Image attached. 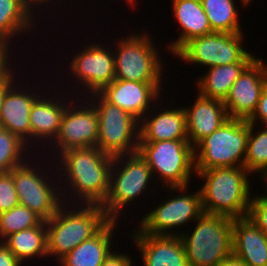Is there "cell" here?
I'll return each mask as SVG.
<instances>
[{
  "mask_svg": "<svg viewBox=\"0 0 267 266\" xmlns=\"http://www.w3.org/2000/svg\"><path fill=\"white\" fill-rule=\"evenodd\" d=\"M205 182L201 188L202 210L230 218L248 216L251 199L250 174L245 167L195 170ZM248 176V177H247Z\"/></svg>",
  "mask_w": 267,
  "mask_h": 266,
  "instance_id": "2",
  "label": "cell"
},
{
  "mask_svg": "<svg viewBox=\"0 0 267 266\" xmlns=\"http://www.w3.org/2000/svg\"><path fill=\"white\" fill-rule=\"evenodd\" d=\"M10 249L0 241V266H22Z\"/></svg>",
  "mask_w": 267,
  "mask_h": 266,
  "instance_id": "37",
  "label": "cell"
},
{
  "mask_svg": "<svg viewBox=\"0 0 267 266\" xmlns=\"http://www.w3.org/2000/svg\"><path fill=\"white\" fill-rule=\"evenodd\" d=\"M194 101L190 107H184L188 141L193 147L229 119L222 100L207 98L199 93Z\"/></svg>",
  "mask_w": 267,
  "mask_h": 266,
  "instance_id": "20",
  "label": "cell"
},
{
  "mask_svg": "<svg viewBox=\"0 0 267 266\" xmlns=\"http://www.w3.org/2000/svg\"><path fill=\"white\" fill-rule=\"evenodd\" d=\"M232 255L247 266H267V235L248 217L233 219Z\"/></svg>",
  "mask_w": 267,
  "mask_h": 266,
  "instance_id": "22",
  "label": "cell"
},
{
  "mask_svg": "<svg viewBox=\"0 0 267 266\" xmlns=\"http://www.w3.org/2000/svg\"><path fill=\"white\" fill-rule=\"evenodd\" d=\"M213 32L242 33L234 0H200Z\"/></svg>",
  "mask_w": 267,
  "mask_h": 266,
  "instance_id": "28",
  "label": "cell"
},
{
  "mask_svg": "<svg viewBox=\"0 0 267 266\" xmlns=\"http://www.w3.org/2000/svg\"><path fill=\"white\" fill-rule=\"evenodd\" d=\"M162 83L114 79L100 94L140 121L161 99Z\"/></svg>",
  "mask_w": 267,
  "mask_h": 266,
  "instance_id": "16",
  "label": "cell"
},
{
  "mask_svg": "<svg viewBox=\"0 0 267 266\" xmlns=\"http://www.w3.org/2000/svg\"><path fill=\"white\" fill-rule=\"evenodd\" d=\"M43 221L34 211L19 204L0 214V241L12 233L39 226Z\"/></svg>",
  "mask_w": 267,
  "mask_h": 266,
  "instance_id": "31",
  "label": "cell"
},
{
  "mask_svg": "<svg viewBox=\"0 0 267 266\" xmlns=\"http://www.w3.org/2000/svg\"><path fill=\"white\" fill-rule=\"evenodd\" d=\"M248 136L247 120L229 118L194 147L195 170L244 167Z\"/></svg>",
  "mask_w": 267,
  "mask_h": 266,
  "instance_id": "5",
  "label": "cell"
},
{
  "mask_svg": "<svg viewBox=\"0 0 267 266\" xmlns=\"http://www.w3.org/2000/svg\"><path fill=\"white\" fill-rule=\"evenodd\" d=\"M255 126L257 128V125L249 123V136L244 167L250 174H259L258 177L261 176L260 180L262 179L267 185V127L265 126L264 128L262 125L260 126L262 130L259 128L257 132L254 130Z\"/></svg>",
  "mask_w": 267,
  "mask_h": 266,
  "instance_id": "29",
  "label": "cell"
},
{
  "mask_svg": "<svg viewBox=\"0 0 267 266\" xmlns=\"http://www.w3.org/2000/svg\"><path fill=\"white\" fill-rule=\"evenodd\" d=\"M26 145L18 135L0 127V172L11 171L30 158L27 157L32 155L27 152L30 147Z\"/></svg>",
  "mask_w": 267,
  "mask_h": 266,
  "instance_id": "30",
  "label": "cell"
},
{
  "mask_svg": "<svg viewBox=\"0 0 267 266\" xmlns=\"http://www.w3.org/2000/svg\"><path fill=\"white\" fill-rule=\"evenodd\" d=\"M9 51L12 53L13 50L0 41V79L6 75L13 66V64L10 63L13 54L11 55Z\"/></svg>",
  "mask_w": 267,
  "mask_h": 266,
  "instance_id": "36",
  "label": "cell"
},
{
  "mask_svg": "<svg viewBox=\"0 0 267 266\" xmlns=\"http://www.w3.org/2000/svg\"><path fill=\"white\" fill-rule=\"evenodd\" d=\"M267 185L264 194H254L250 199L248 218L267 235Z\"/></svg>",
  "mask_w": 267,
  "mask_h": 266,
  "instance_id": "33",
  "label": "cell"
},
{
  "mask_svg": "<svg viewBox=\"0 0 267 266\" xmlns=\"http://www.w3.org/2000/svg\"><path fill=\"white\" fill-rule=\"evenodd\" d=\"M195 223L179 236L189 266H217L232 256L233 218L203 212Z\"/></svg>",
  "mask_w": 267,
  "mask_h": 266,
  "instance_id": "4",
  "label": "cell"
},
{
  "mask_svg": "<svg viewBox=\"0 0 267 266\" xmlns=\"http://www.w3.org/2000/svg\"><path fill=\"white\" fill-rule=\"evenodd\" d=\"M243 41V33L213 32L189 40L174 56L189 64H200V67L209 66L208 68L232 63H252L256 57L243 47Z\"/></svg>",
  "mask_w": 267,
  "mask_h": 266,
  "instance_id": "11",
  "label": "cell"
},
{
  "mask_svg": "<svg viewBox=\"0 0 267 266\" xmlns=\"http://www.w3.org/2000/svg\"><path fill=\"white\" fill-rule=\"evenodd\" d=\"M135 230L130 237L141 252L143 266H189L179 236L151 235L139 228Z\"/></svg>",
  "mask_w": 267,
  "mask_h": 266,
  "instance_id": "18",
  "label": "cell"
},
{
  "mask_svg": "<svg viewBox=\"0 0 267 266\" xmlns=\"http://www.w3.org/2000/svg\"><path fill=\"white\" fill-rule=\"evenodd\" d=\"M267 84V65L258 57L242 72L223 101L229 118L248 120Z\"/></svg>",
  "mask_w": 267,
  "mask_h": 266,
  "instance_id": "15",
  "label": "cell"
},
{
  "mask_svg": "<svg viewBox=\"0 0 267 266\" xmlns=\"http://www.w3.org/2000/svg\"><path fill=\"white\" fill-rule=\"evenodd\" d=\"M168 189L170 194L174 193V197L168 198L167 201L163 200L140 219L138 227L143 233L180 236L182 232L178 230L179 226L183 227L184 225L185 227L187 223L195 221L203 213L199 189L195 193L189 194L186 192L188 186L169 187ZM173 229L174 231H172Z\"/></svg>",
  "mask_w": 267,
  "mask_h": 266,
  "instance_id": "12",
  "label": "cell"
},
{
  "mask_svg": "<svg viewBox=\"0 0 267 266\" xmlns=\"http://www.w3.org/2000/svg\"><path fill=\"white\" fill-rule=\"evenodd\" d=\"M57 92L58 91H56V95L53 97H47L46 94H44L45 96L41 94L31 107V114L29 116L30 147H38L37 151H42L39 149L40 147L41 149L43 148V150H45L44 148L46 147L41 146L44 144V141H46L45 143L48 142L50 144V142L55 140L60 130L61 118L65 111L66 105L70 102L67 100L69 98H64L66 95H64L62 99L60 94L58 95ZM57 95L59 98L56 97ZM32 142L36 143V145L34 143L32 145ZM40 143L41 145L37 146V144Z\"/></svg>",
  "mask_w": 267,
  "mask_h": 266,
  "instance_id": "19",
  "label": "cell"
},
{
  "mask_svg": "<svg viewBox=\"0 0 267 266\" xmlns=\"http://www.w3.org/2000/svg\"><path fill=\"white\" fill-rule=\"evenodd\" d=\"M251 63H232L210 67L205 74L197 78L198 93L207 98L224 101L231 86Z\"/></svg>",
  "mask_w": 267,
  "mask_h": 266,
  "instance_id": "25",
  "label": "cell"
},
{
  "mask_svg": "<svg viewBox=\"0 0 267 266\" xmlns=\"http://www.w3.org/2000/svg\"><path fill=\"white\" fill-rule=\"evenodd\" d=\"M33 23L36 21L26 10L23 0H0V41L8 48L14 37L35 28Z\"/></svg>",
  "mask_w": 267,
  "mask_h": 266,
  "instance_id": "27",
  "label": "cell"
},
{
  "mask_svg": "<svg viewBox=\"0 0 267 266\" xmlns=\"http://www.w3.org/2000/svg\"><path fill=\"white\" fill-rule=\"evenodd\" d=\"M126 254L127 252L123 254V252L117 253L114 250V253L112 252L101 266H133L131 256Z\"/></svg>",
  "mask_w": 267,
  "mask_h": 266,
  "instance_id": "35",
  "label": "cell"
},
{
  "mask_svg": "<svg viewBox=\"0 0 267 266\" xmlns=\"http://www.w3.org/2000/svg\"><path fill=\"white\" fill-rule=\"evenodd\" d=\"M88 43L84 47L85 49L76 51L77 53L71 57L72 61L68 63L71 70L69 75H73L74 82L77 81L75 84L79 85L73 86L72 89L81 85L84 87L82 88L83 95H86L84 97H87V94L100 93L115 79L114 51L112 48H107L108 45H102L100 42L98 44L94 42V44L89 41ZM78 81L80 82L78 83Z\"/></svg>",
  "mask_w": 267,
  "mask_h": 266,
  "instance_id": "14",
  "label": "cell"
},
{
  "mask_svg": "<svg viewBox=\"0 0 267 266\" xmlns=\"http://www.w3.org/2000/svg\"><path fill=\"white\" fill-rule=\"evenodd\" d=\"M247 121L255 125L257 121H260L263 126L267 127V84L261 93L254 114Z\"/></svg>",
  "mask_w": 267,
  "mask_h": 266,
  "instance_id": "34",
  "label": "cell"
},
{
  "mask_svg": "<svg viewBox=\"0 0 267 266\" xmlns=\"http://www.w3.org/2000/svg\"><path fill=\"white\" fill-rule=\"evenodd\" d=\"M137 152L148 163L152 175L159 176L162 187L189 186L196 173L194 147L188 140L139 141Z\"/></svg>",
  "mask_w": 267,
  "mask_h": 266,
  "instance_id": "7",
  "label": "cell"
},
{
  "mask_svg": "<svg viewBox=\"0 0 267 266\" xmlns=\"http://www.w3.org/2000/svg\"><path fill=\"white\" fill-rule=\"evenodd\" d=\"M19 205L12 170L0 172V214Z\"/></svg>",
  "mask_w": 267,
  "mask_h": 266,
  "instance_id": "32",
  "label": "cell"
},
{
  "mask_svg": "<svg viewBox=\"0 0 267 266\" xmlns=\"http://www.w3.org/2000/svg\"><path fill=\"white\" fill-rule=\"evenodd\" d=\"M159 105L140 120L139 141L188 140L184 107L166 109L163 105L162 109Z\"/></svg>",
  "mask_w": 267,
  "mask_h": 266,
  "instance_id": "21",
  "label": "cell"
},
{
  "mask_svg": "<svg viewBox=\"0 0 267 266\" xmlns=\"http://www.w3.org/2000/svg\"><path fill=\"white\" fill-rule=\"evenodd\" d=\"M126 2L129 3V5H133L132 7H134L135 3H136V0H125Z\"/></svg>",
  "mask_w": 267,
  "mask_h": 266,
  "instance_id": "42",
  "label": "cell"
},
{
  "mask_svg": "<svg viewBox=\"0 0 267 266\" xmlns=\"http://www.w3.org/2000/svg\"><path fill=\"white\" fill-rule=\"evenodd\" d=\"M2 242L21 263L33 257H47L46 221L39 226L12 233Z\"/></svg>",
  "mask_w": 267,
  "mask_h": 266,
  "instance_id": "26",
  "label": "cell"
},
{
  "mask_svg": "<svg viewBox=\"0 0 267 266\" xmlns=\"http://www.w3.org/2000/svg\"><path fill=\"white\" fill-rule=\"evenodd\" d=\"M120 221L110 220L96 235L80 243L61 260V266H101L108 256L114 252L112 237L116 223ZM113 246H112V245Z\"/></svg>",
  "mask_w": 267,
  "mask_h": 266,
  "instance_id": "24",
  "label": "cell"
},
{
  "mask_svg": "<svg viewBox=\"0 0 267 266\" xmlns=\"http://www.w3.org/2000/svg\"><path fill=\"white\" fill-rule=\"evenodd\" d=\"M70 205L64 203L46 220L48 257L55 256L57 262L110 221L101 205Z\"/></svg>",
  "mask_w": 267,
  "mask_h": 266,
  "instance_id": "3",
  "label": "cell"
},
{
  "mask_svg": "<svg viewBox=\"0 0 267 266\" xmlns=\"http://www.w3.org/2000/svg\"><path fill=\"white\" fill-rule=\"evenodd\" d=\"M5 94H6V75H4L0 79V114H1ZM0 127H1V115H0Z\"/></svg>",
  "mask_w": 267,
  "mask_h": 266,
  "instance_id": "40",
  "label": "cell"
},
{
  "mask_svg": "<svg viewBox=\"0 0 267 266\" xmlns=\"http://www.w3.org/2000/svg\"><path fill=\"white\" fill-rule=\"evenodd\" d=\"M253 0H240V2H241V4H243L242 6H246V7H248L249 6V4H251V2H252Z\"/></svg>",
  "mask_w": 267,
  "mask_h": 266,
  "instance_id": "41",
  "label": "cell"
},
{
  "mask_svg": "<svg viewBox=\"0 0 267 266\" xmlns=\"http://www.w3.org/2000/svg\"><path fill=\"white\" fill-rule=\"evenodd\" d=\"M126 34L116 42L114 49L115 79L136 82H164L163 63L160 51L156 48L153 38L142 34ZM152 38V40H151ZM159 52V53H158ZM163 70V71H162ZM162 79V80H161Z\"/></svg>",
  "mask_w": 267,
  "mask_h": 266,
  "instance_id": "8",
  "label": "cell"
},
{
  "mask_svg": "<svg viewBox=\"0 0 267 266\" xmlns=\"http://www.w3.org/2000/svg\"><path fill=\"white\" fill-rule=\"evenodd\" d=\"M30 161V158H28L23 164L12 169L18 201L20 205L26 206L46 221L55 215L57 210L64 204V198L61 190H59L62 186H58L60 185L57 182L59 179H55V175L58 174L55 166L52 165L50 166L52 168L47 169L48 171L50 170L49 172L54 173V178H50L45 173V169L41 170L40 163L36 165L31 164ZM48 178L52 180L50 181Z\"/></svg>",
  "mask_w": 267,
  "mask_h": 266,
  "instance_id": "10",
  "label": "cell"
},
{
  "mask_svg": "<svg viewBox=\"0 0 267 266\" xmlns=\"http://www.w3.org/2000/svg\"><path fill=\"white\" fill-rule=\"evenodd\" d=\"M82 99L80 101L72 99L69 105H66L61 118L59 133L49 146L53 145L50 150L53 148L52 152L54 153L53 155L50 153V156L55 157V159L60 153L68 149L97 146L98 115L96 108L88 99L85 98L86 102ZM77 101L81 104L77 103Z\"/></svg>",
  "mask_w": 267,
  "mask_h": 266,
  "instance_id": "13",
  "label": "cell"
},
{
  "mask_svg": "<svg viewBox=\"0 0 267 266\" xmlns=\"http://www.w3.org/2000/svg\"><path fill=\"white\" fill-rule=\"evenodd\" d=\"M121 165V166H120ZM148 163L138 152L113 157L110 169L109 192L101 205L110 220L118 221L124 207L144 195L149 182H156Z\"/></svg>",
  "mask_w": 267,
  "mask_h": 266,
  "instance_id": "6",
  "label": "cell"
},
{
  "mask_svg": "<svg viewBox=\"0 0 267 266\" xmlns=\"http://www.w3.org/2000/svg\"><path fill=\"white\" fill-rule=\"evenodd\" d=\"M173 17L181 33L176 41L168 43V51L174 55L189 40L213 33L200 0H172Z\"/></svg>",
  "mask_w": 267,
  "mask_h": 266,
  "instance_id": "23",
  "label": "cell"
},
{
  "mask_svg": "<svg viewBox=\"0 0 267 266\" xmlns=\"http://www.w3.org/2000/svg\"><path fill=\"white\" fill-rule=\"evenodd\" d=\"M14 71L15 69H11L6 74V94L0 114L1 127L18 135L27 143V146L30 147L29 116L31 114L32 105L42 93L40 92V94H38V92H35L34 90L31 91V89H25L26 87H23L24 91L22 90V86H20L21 84H14L16 82V73H14Z\"/></svg>",
  "mask_w": 267,
  "mask_h": 266,
  "instance_id": "17",
  "label": "cell"
},
{
  "mask_svg": "<svg viewBox=\"0 0 267 266\" xmlns=\"http://www.w3.org/2000/svg\"><path fill=\"white\" fill-rule=\"evenodd\" d=\"M85 98L94 105L98 115L96 147L112 157L136 153L140 121L117 105L108 102L100 93Z\"/></svg>",
  "mask_w": 267,
  "mask_h": 266,
  "instance_id": "9",
  "label": "cell"
},
{
  "mask_svg": "<svg viewBox=\"0 0 267 266\" xmlns=\"http://www.w3.org/2000/svg\"><path fill=\"white\" fill-rule=\"evenodd\" d=\"M217 266H247V265L243 261L232 255L229 258L221 261Z\"/></svg>",
  "mask_w": 267,
  "mask_h": 266,
  "instance_id": "39",
  "label": "cell"
},
{
  "mask_svg": "<svg viewBox=\"0 0 267 266\" xmlns=\"http://www.w3.org/2000/svg\"><path fill=\"white\" fill-rule=\"evenodd\" d=\"M58 156L54 162L55 166L59 162L56 169L60 170L61 175L58 170L57 177L60 178L59 183L62 186L64 184V188L62 187L60 190H66L61 191L62 197L66 198L63 199V202L70 204L68 202L75 196L73 199L75 205L77 203L79 205H102L109 192L113 157L101 152L97 147L72 148ZM62 177L65 180L61 179ZM67 195L71 196L70 200H67Z\"/></svg>",
  "mask_w": 267,
  "mask_h": 266,
  "instance_id": "1",
  "label": "cell"
},
{
  "mask_svg": "<svg viewBox=\"0 0 267 266\" xmlns=\"http://www.w3.org/2000/svg\"><path fill=\"white\" fill-rule=\"evenodd\" d=\"M54 0H23V3H24V6L26 8V10L32 15L34 16V18L36 17V11L35 10H38L39 8L41 9H44L45 5L48 6V4H50V7L52 8L51 4ZM57 2V0H55ZM45 4V5H44ZM43 7H42V6ZM39 6V7H37ZM41 6V7H40ZM35 8V10H34ZM37 8V9H36Z\"/></svg>",
  "mask_w": 267,
  "mask_h": 266,
  "instance_id": "38",
  "label": "cell"
}]
</instances>
